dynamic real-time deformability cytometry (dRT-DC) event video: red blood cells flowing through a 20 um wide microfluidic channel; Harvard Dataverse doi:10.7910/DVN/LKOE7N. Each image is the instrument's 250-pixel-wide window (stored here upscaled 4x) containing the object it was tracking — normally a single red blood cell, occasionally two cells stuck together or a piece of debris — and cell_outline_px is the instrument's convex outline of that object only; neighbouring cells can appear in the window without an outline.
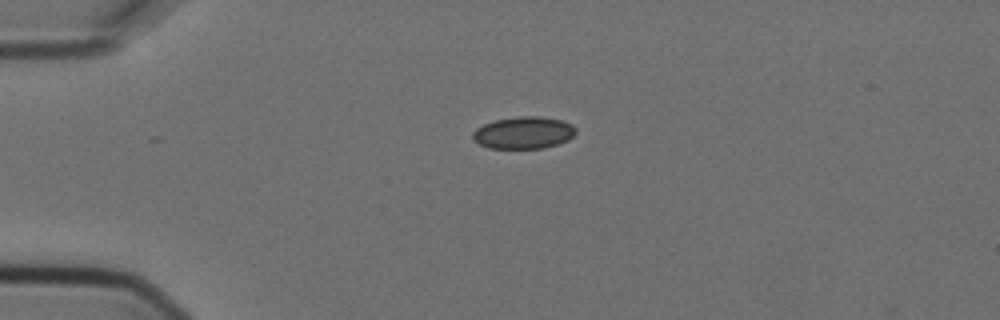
{"species": "Egyptian fruit bat (a non-hibernating species)", "species_latin": "Rousettus aegyptiacus", "temperature_condition": "cold", "stored_images_in_passage": 2, "camera_frame_rate_fps": 3000, "um_per_image_px": 0.085, "animal": {"sex": "female"}, "frame": {"image": 1, "passage_image": 1, "time_ms": 0.0, "image_size_px": [1000, 320], "cell_outline_px": [[576, 132], [568, 140], [544, 148], [488, 148], [472, 140], [472, 132], [476, 128], [484, 124], [496, 120], [520, 116], [540, 116], [564, 120], [572, 124], [576, 128]], "centroid_in_image_um": [44.51, 11.27], "position_along_channel_um": 40.5, "area_um2": 19.36}}